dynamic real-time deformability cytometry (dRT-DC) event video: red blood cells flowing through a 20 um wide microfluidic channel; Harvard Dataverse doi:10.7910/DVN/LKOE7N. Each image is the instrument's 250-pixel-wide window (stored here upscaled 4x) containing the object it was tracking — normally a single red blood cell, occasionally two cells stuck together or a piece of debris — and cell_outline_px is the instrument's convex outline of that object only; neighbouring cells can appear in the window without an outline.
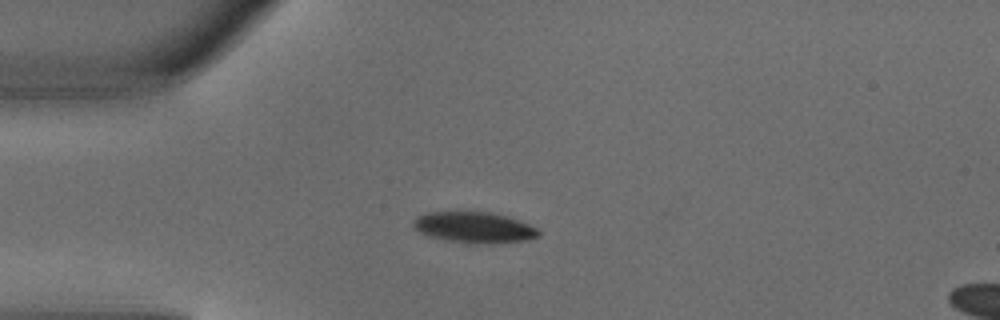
{"species": "common noctule bat (a hibernating species)", "species_latin": "Nyctalus noctula", "temperature_condition": "warm", "stored_images_in_passage": 2, "segment_of_instrument_passage": [1, 2], "camera_frame_rate_fps": 3000, "um_per_image_px": 0.085, "animal": {"sex": "male", "body_mass_g": 18.8}, "frame": {"image": 1, "passage_image": 1, "time_ms": 0.0, "image_size_px": [1000, 320], "cell_outline_px": [[540, 236], [528, 240], [492, 244], [484, 244], [448, 240], [428, 236], [412, 228], [412, 220], [416, 216], [428, 212], [488, 212], [508, 216], [528, 224], [536, 228], [540, 232]], "centroid_in_image_um": [40.29, 19.33], "position_along_channel_um": 44.7, "area_um2": 22.66}}